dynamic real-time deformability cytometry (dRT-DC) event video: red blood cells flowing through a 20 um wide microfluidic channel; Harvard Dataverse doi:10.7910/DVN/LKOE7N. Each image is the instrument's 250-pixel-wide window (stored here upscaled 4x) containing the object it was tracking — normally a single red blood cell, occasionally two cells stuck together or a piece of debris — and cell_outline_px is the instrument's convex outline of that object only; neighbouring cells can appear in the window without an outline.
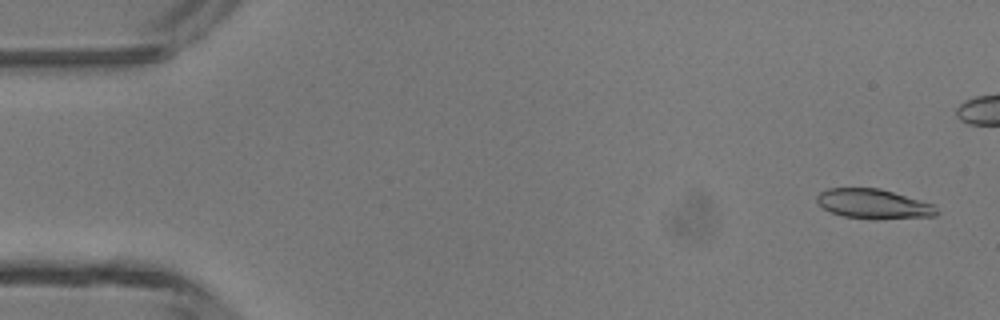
{"species": "common noctule bat (a hibernating species)", "species_latin": "Nyctalus noctula", "temperature_condition": "room temperature", "stored_images_in_passage": 8, "camera_frame_rate_fps": 3000, "um_per_image_px": 0.085, "animal": {"sex": "male", "body_mass_g": 13.3}, "frame": {"image": 1, "passage_image": 2, "time_ms": 0.333, "image_size_px": [1000, 320], "cell_outline_px": [[940, 212], [936, 216], [880, 220], [872, 220], [844, 216], [832, 212], [824, 208], [816, 200], [816, 196], [820, 192], [828, 188], [880, 188], [936, 204]], "centroid_in_image_um": [74.34, 17.35], "position_along_channel_um": 10.7, "area_um2": 21.15}}